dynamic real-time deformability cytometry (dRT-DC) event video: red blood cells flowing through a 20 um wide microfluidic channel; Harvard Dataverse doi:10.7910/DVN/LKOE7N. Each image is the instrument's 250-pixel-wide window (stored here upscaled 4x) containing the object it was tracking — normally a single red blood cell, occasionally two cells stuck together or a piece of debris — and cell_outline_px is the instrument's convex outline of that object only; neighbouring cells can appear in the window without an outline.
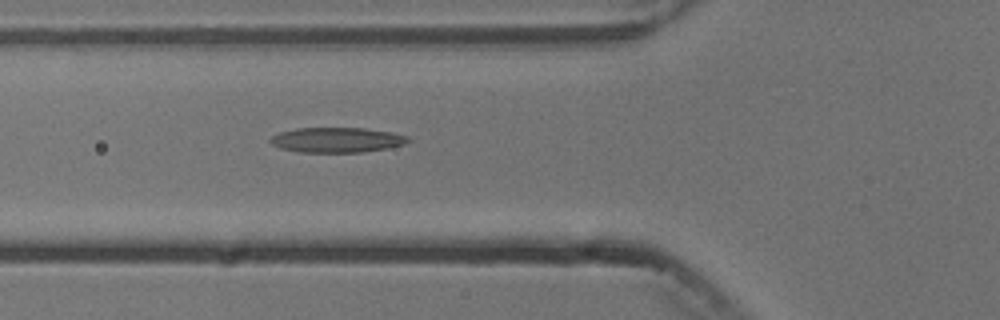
{"species": "common noctule bat (a hibernating species)", "species_latin": "Nyctalus noctula", "temperature_condition": "cold", "stored_images_in_passage": 2, "camera_frame_rate_fps": 3000, "um_per_image_px": 0.085, "animal": {"sex": "male", "body_mass_g": 13.3}, "frame": {"image": 1, "passage_image": 2, "time_ms": 1.0, "image_size_px": [1000, 320], "cell_outline_px": [[412, 140], [404, 144], [388, 148], [364, 152], [296, 152], [280, 148], [272, 144], [268, 140], [272, 136], [280, 132], [296, 128], [364, 128], [392, 132], [408, 136]], "centroid_in_image_um": [28.64, 11.89], "position_along_channel_um": 97.2, "area_um2": 20.23}}